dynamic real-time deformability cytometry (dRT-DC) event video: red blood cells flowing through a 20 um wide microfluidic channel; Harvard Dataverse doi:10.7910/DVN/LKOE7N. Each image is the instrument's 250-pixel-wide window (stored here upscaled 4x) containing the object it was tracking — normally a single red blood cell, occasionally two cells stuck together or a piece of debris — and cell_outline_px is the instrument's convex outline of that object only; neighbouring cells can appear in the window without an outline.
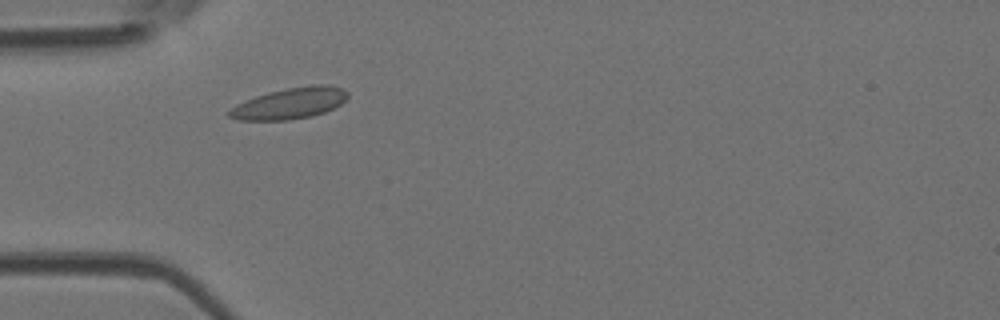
{"species": "Egyptian fruit bat (a non-hibernating species)", "species_latin": "Rousettus aegyptiacus", "temperature_condition": "room temperature", "stored_images_in_passage": 5, "camera_frame_rate_fps": 3000, "um_per_image_px": 0.085, "animal": {"sex": "female"}, "frame": {"image": 1, "passage_image": 2, "time_ms": 0.333, "image_size_px": [1000, 320], "cell_outline_px": [[348, 96], [340, 104], [324, 112], [308, 116], [288, 120], [236, 120], [228, 116], [228, 112], [236, 104], [256, 96], [268, 92], [288, 88], [316, 84], [328, 84], [340, 88], [348, 92]], "centroid_in_image_um": [24.61, 8.78], "position_along_channel_um": 60.4, "area_um2": 21.21}}
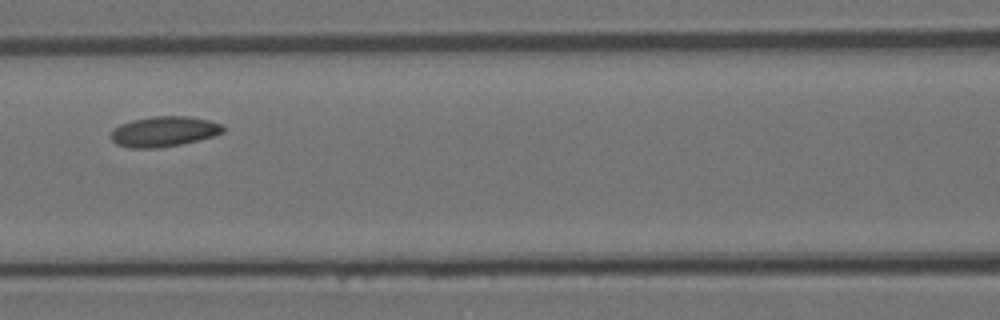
{"frame": {"image": 2, "passage_image": 4, "time_ms": 1.0, "image_size_px": [1000, 320], "cell_outline_px": [[224, 132], [212, 136], [180, 144], [156, 148], [128, 148], [116, 144], [112, 140], [112, 132], [120, 124], [132, 120], [152, 116], [184, 116], [208, 120], [220, 124], [224, 128]], "centroid_in_image_um": [13.91, 11.18], "position_along_channel_um": 152.7, "area_um2": 19.48}}
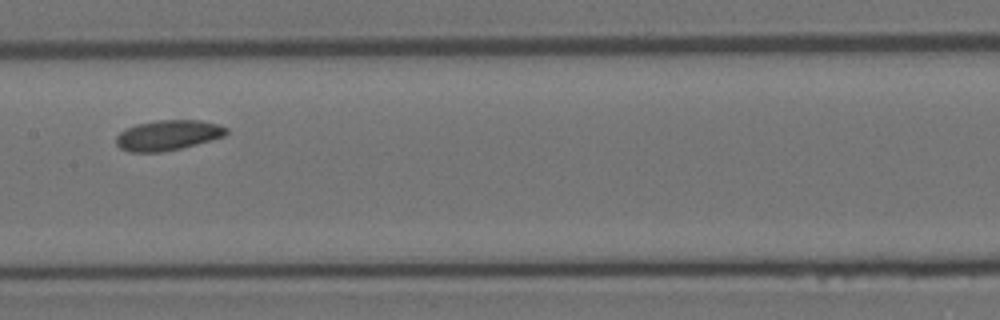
{"frame": {"image": 3, "passage_image": 5, "time_ms": 1.333, "image_size_px": [1000, 320], "cell_outline_px": [[228, 132], [224, 136], [196, 144], [180, 148], [160, 152], [128, 152], [120, 148], [116, 144], [116, 136], [124, 128], [136, 124], [156, 120], [200, 120], [216, 124], [228, 128]], "centroid_in_image_um": [14.23, 11.49], "position_along_channel_um": 193.2, "area_um2": 19.42}}